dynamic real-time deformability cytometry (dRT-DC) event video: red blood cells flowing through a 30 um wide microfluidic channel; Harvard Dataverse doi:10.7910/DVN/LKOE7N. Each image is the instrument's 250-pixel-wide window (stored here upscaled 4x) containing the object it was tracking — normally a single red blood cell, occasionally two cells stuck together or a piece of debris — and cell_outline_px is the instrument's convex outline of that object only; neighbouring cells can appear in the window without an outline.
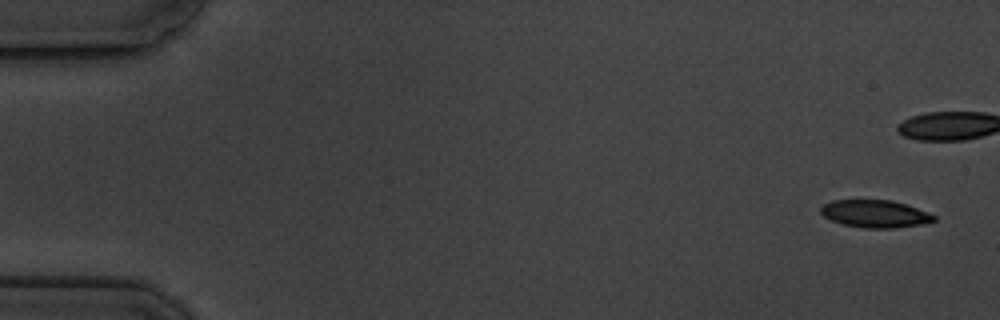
{"species": "common noctule bat (a hibernating species)", "species_latin": "Nyctalus noctula", "temperature_condition": "cold", "stored_images_in_passage": 16, "camera_frame_rate_fps": 3000, "um_per_image_px": 0.085, "animal": {"sex": "male", "body_mass_g": 19.5, "forearm_length_mm": 54.6}, "frame": {"image": 1, "passage_image": 1, "time_ms": 0.0, "image_size_px": [1000, 320], "cell_outline_px": [[936, 220], [920, 224], [896, 228], [864, 228], [844, 224], [832, 220], [824, 216], [820, 212], [820, 208], [824, 204], [832, 200], [892, 200], [916, 208], [936, 216]], "centroid_in_image_um": [74.36, 18.17], "position_along_channel_um": 10.6, "area_um2": 17.92}}
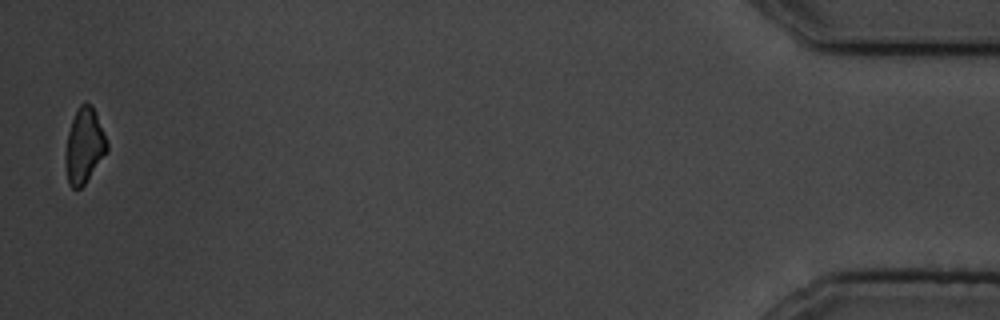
{"frame": {"image": 2, "passage_image": 16, "time_ms": 19.333, "image_size_px": [1000, 320], "cell_outline_px": [[108, 152], [84, 184], [80, 188], [72, 188], [68, 184], [64, 164], [64, 152], [68, 132], [72, 120], [80, 104], [84, 100], [96, 112], [108, 144]], "centroid_in_image_um": [7.14, 12.42], "position_along_channel_um": 428.1, "area_um2": 18.32}, "authors_computed_cell_mechanics": {"area_um2": 19.8543, "velocity_mm_per_s": 3.4897, "shape_relaxation_time_tau1_ms": 3.2303, "shape_relaxation_time_tau2_ms": null, "deformation_change_tau1": 0.0982, "deformation_change_tau2": null}}